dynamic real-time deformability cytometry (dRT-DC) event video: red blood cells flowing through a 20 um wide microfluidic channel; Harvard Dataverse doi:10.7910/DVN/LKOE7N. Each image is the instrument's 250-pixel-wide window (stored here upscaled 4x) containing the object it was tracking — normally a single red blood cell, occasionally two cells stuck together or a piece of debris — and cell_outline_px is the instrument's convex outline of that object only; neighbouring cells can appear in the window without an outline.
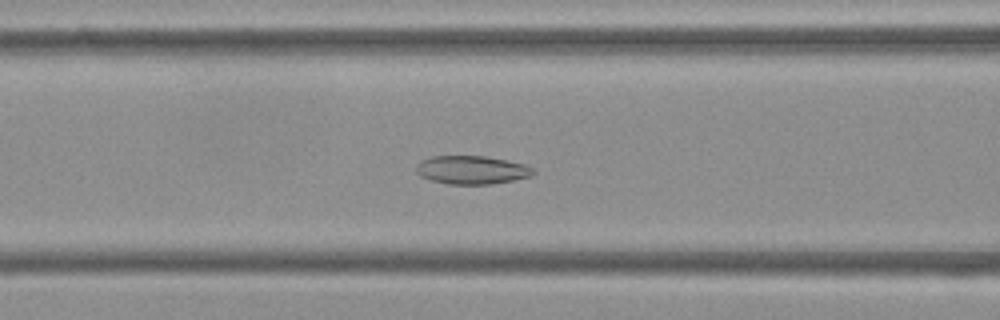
{"species": "Egyptian fruit bat (a non-hibernating species)", "species_latin": "Rousettus aegyptiacus", "temperature_condition": "cold", "stored_images_in_passage": 54, "camera_frame_rate_fps": 3000, "um_per_image_px": 0.085, "frame": {"image": 1, "passage_image": 22, "time_ms": 7.0, "image_size_px": [1000, 320], "cell_outline_px": [[536, 172], [532, 176], [512, 180], [488, 184], [448, 184], [432, 180], [420, 176], [416, 172], [416, 164], [420, 160], [432, 156], [484, 156], [508, 160], [524, 164], [532, 168]], "centroid_in_image_um": [40.08, 14.43], "position_along_channel_um": 126.5, "area_um2": 19.36}}
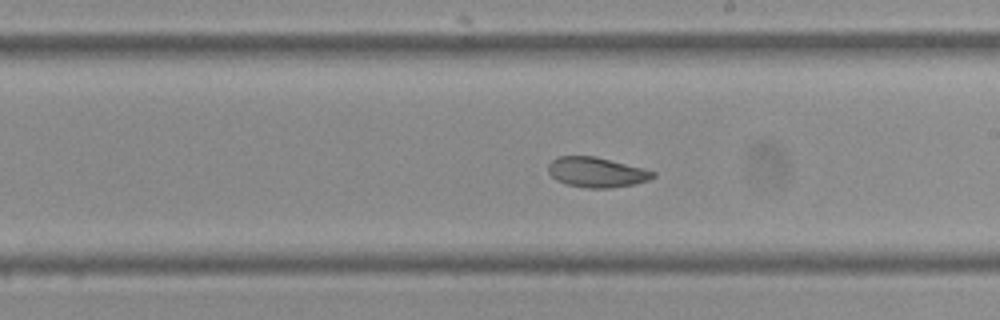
{"frame": {"image": 2, "passage_image": 31, "time_ms": 10.0, "image_size_px": [1000, 320], "cell_outline_px": [[656, 176], [648, 180], [632, 184], [612, 188], [588, 188], [568, 184], [556, 180], [548, 172], [548, 164], [552, 160], [560, 156], [596, 156], [644, 168], [656, 172]], "centroid_in_image_um": [50.72, 14.63], "position_along_channel_um": 238.3, "area_um2": 18.32}}
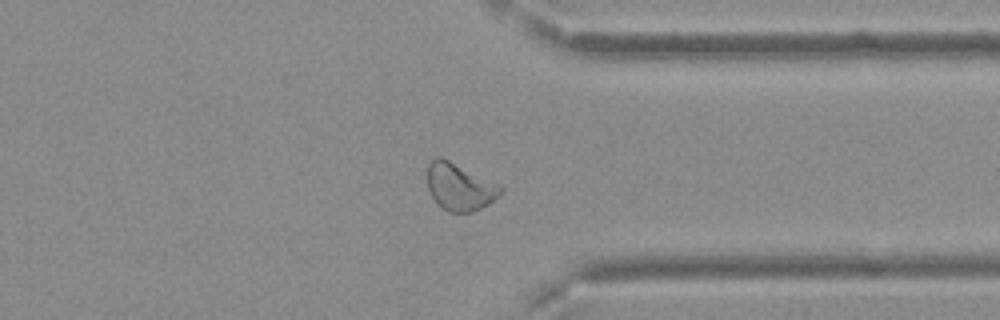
{"frame": {"image": 3, "passage_image": 42, "time_ms": 13.667, "image_size_px": [1000, 320], "cell_outline_px": [[504, 192], [488, 204], [472, 212], [448, 212], [436, 204], [428, 188], [428, 164], [436, 156], [440, 156], [500, 184], [504, 188]], "centroid_in_image_um": [39.08, 15.89], "position_along_channel_um": 372.3, "area_um2": 20.23}, "authors_computed_cell_mechanics": {"area_um2": 20.5768, "velocity_mm_per_s": 3.7261, "shape_relaxation_time_tau1_ms": null, "shape_relaxation_time_tau2_ms": 2.6738, "deformation_change_tau1": null, "deformation_change_tau2": 0.0697}}